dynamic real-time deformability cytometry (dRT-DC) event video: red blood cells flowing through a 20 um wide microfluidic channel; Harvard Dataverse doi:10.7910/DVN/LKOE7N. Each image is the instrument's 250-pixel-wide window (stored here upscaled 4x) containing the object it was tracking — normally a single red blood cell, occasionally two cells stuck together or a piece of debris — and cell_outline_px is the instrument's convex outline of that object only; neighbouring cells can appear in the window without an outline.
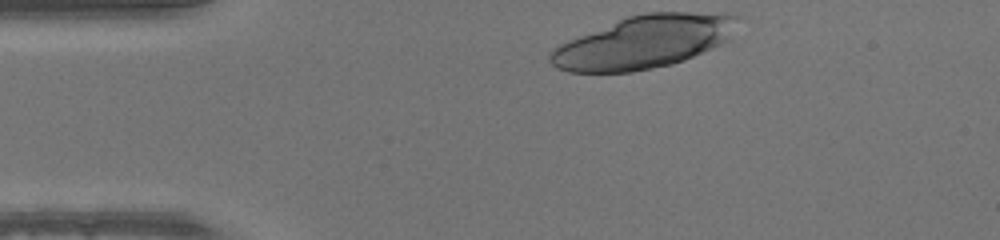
{"species": "human", "species_latin": "Homo sapiens", "temperature_condition": "warm", "stored_images_in_passage": 28, "camera_frame_rate_fps": 3000, "um_per_image_px": 0.085, "donor": {"sex": "male"}, "frame": {"image": 1, "passage_image": 1, "time_ms": 0.0, "image_size_px": [1000, 240], "cell_outline_px": [[744, 16], [732, 40], [684, 60], [672, 64], [632, 72], [568, 72], [556, 68], [548, 60], [548, 56], [552, 48], [568, 40], [628, 16], [644, 12], [740, 12]], "centroid_in_image_um": [54.87, 3.53], "position_along_channel_um": 30.1, "area_um2": 58.78}}